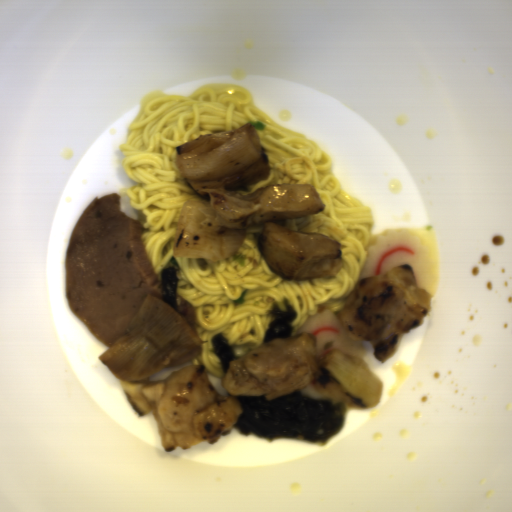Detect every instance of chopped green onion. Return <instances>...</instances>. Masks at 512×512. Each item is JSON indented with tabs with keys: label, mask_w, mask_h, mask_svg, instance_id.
<instances>
[{
	"label": "chopped green onion",
	"mask_w": 512,
	"mask_h": 512,
	"mask_svg": "<svg viewBox=\"0 0 512 512\" xmlns=\"http://www.w3.org/2000/svg\"><path fill=\"white\" fill-rule=\"evenodd\" d=\"M247 124H252L256 131H262V130H265V128H266L264 123H261L256 120L247 121Z\"/></svg>",
	"instance_id": "obj_1"
}]
</instances>
